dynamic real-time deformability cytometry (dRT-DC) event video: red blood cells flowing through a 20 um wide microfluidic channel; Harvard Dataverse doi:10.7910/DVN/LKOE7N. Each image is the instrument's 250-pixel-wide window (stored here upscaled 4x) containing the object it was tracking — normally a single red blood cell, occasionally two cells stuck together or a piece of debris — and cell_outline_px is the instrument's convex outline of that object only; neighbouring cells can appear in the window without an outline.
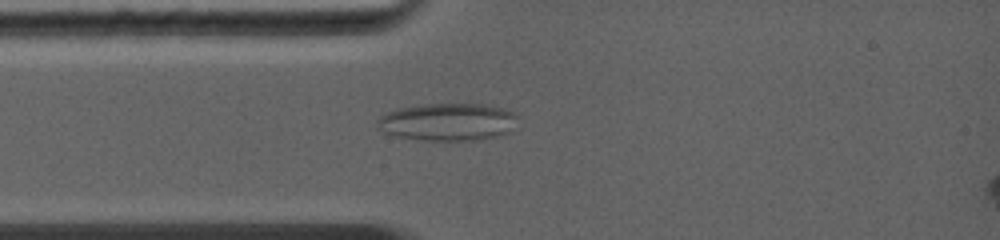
{"species": "common noctule bat (a hibernating species)", "species_latin": "Nyctalus noctula", "temperature_condition": "warm", "stored_images_in_passage": 7, "camera_frame_rate_fps": 5000, "um_per_image_px": 0.085, "animal": {"sex": "female", "body_mass_g": 19.0, "forearm_length_mm": 56.7}, "frame": {"image": 1, "passage_image": 4, "time_ms": 2.4, "image_size_px": [1000, 240], "cell_outline_px": [[516, 116], [508, 132], [496, 136], [476, 140], [428, 140], [396, 136], [384, 132], [376, 128], [376, 120], [380, 116], [396, 108], [424, 104], [480, 104], [500, 108], [512, 112]], "centroid_in_image_um": [37.96, 10.36], "position_along_channel_um": 47.0, "area_um2": 30.29}}
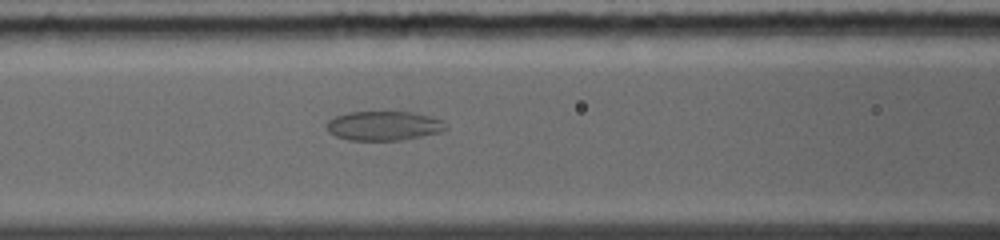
{"frame": {"image": 2, "passage_image": 7, "time_ms": 4.4, "image_size_px": [1000, 240], "cell_outline_px": [[448, 128], [444, 132], [404, 140], [348, 140], [336, 136], [328, 132], [328, 120], [336, 116], [352, 112], [412, 112], [444, 120]], "centroid_in_image_um": [32.69, 10.7], "position_along_channel_um": 133.9, "area_um2": 20.46}}